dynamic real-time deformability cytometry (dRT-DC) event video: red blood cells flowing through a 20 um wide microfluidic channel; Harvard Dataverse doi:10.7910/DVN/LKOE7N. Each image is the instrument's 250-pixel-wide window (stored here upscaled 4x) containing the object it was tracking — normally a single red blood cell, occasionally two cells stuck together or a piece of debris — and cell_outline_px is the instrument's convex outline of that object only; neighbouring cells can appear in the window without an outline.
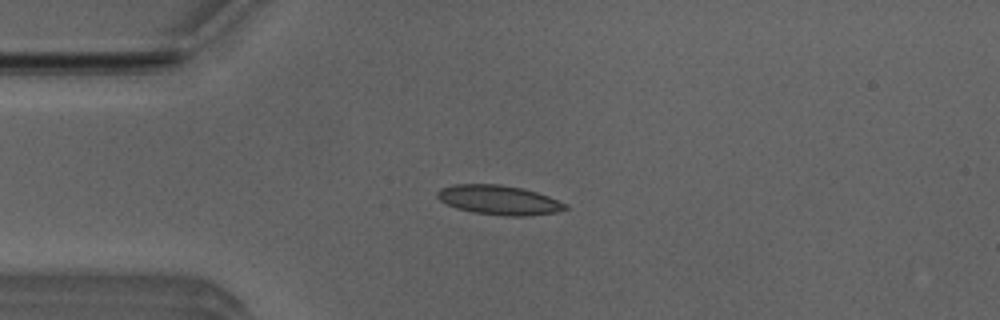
{"species": "Egyptian fruit bat (a non-hibernating species)", "species_latin": "Rousettus aegyptiacus", "temperature_condition": "room temperature", "stored_images_in_passage": 4, "camera_frame_rate_fps": 3000, "um_per_image_px": 0.085, "animal": {"sex": "male"}, "frame": {"image": 1, "passage_image": 2, "time_ms": 0.333, "image_size_px": [1000, 320], "cell_outline_px": [[568, 208], [556, 212], [528, 216], [504, 216], [472, 212], [456, 208], [444, 204], [436, 196], [436, 192], [440, 188], [452, 184], [500, 184], [520, 188], [536, 192], [548, 196], [568, 204]], "centroid_in_image_um": [42.37, 17.0], "position_along_channel_um": 42.6, "area_um2": 22.14}}